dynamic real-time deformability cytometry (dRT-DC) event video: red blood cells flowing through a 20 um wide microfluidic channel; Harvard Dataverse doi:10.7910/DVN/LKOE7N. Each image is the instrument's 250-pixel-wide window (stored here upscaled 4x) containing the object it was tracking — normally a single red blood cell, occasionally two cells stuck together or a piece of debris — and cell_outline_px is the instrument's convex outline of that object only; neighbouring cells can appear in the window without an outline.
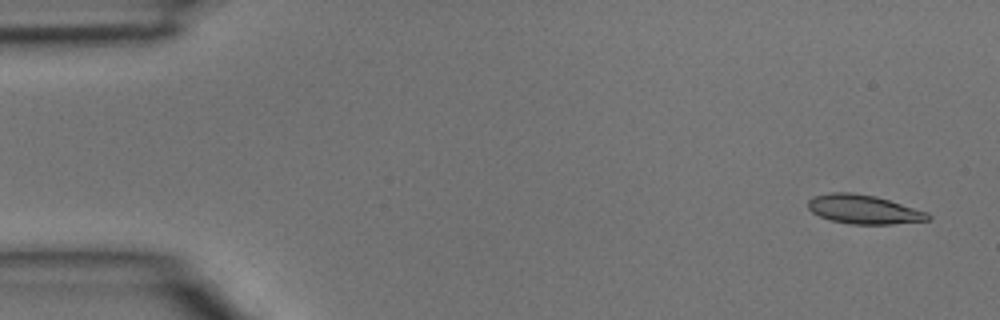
{"species": "common noctule bat (a hibernating species)", "species_latin": "Nyctalus noctula", "temperature_condition": "room temperature", "stored_images_in_passage": 5, "camera_frame_rate_fps": 3000, "um_per_image_px": 0.085, "animal": {"sex": "male", "body_mass_g": 15.6}, "frame": {"image": 1, "passage_image": 1, "time_ms": 0.0, "image_size_px": [1000, 320], "cell_outline_px": [[932, 220], [892, 224], [848, 224], [832, 220], [820, 216], [812, 212], [808, 208], [808, 200], [816, 196], [832, 192], [852, 192], [876, 196], [928, 212], [932, 216]], "centroid_in_image_um": [73.46, 17.8], "position_along_channel_um": 11.5, "area_um2": 20.29}}
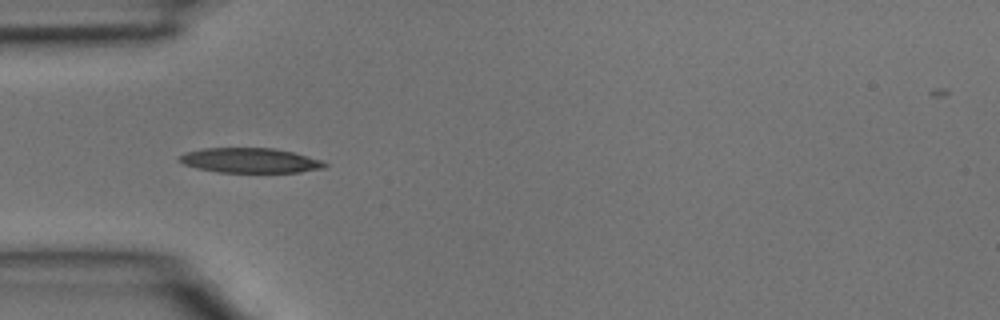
{"frame": {"image": 2, "passage_image": 4, "time_ms": 1.0, "image_size_px": [1000, 320], "cell_outline_px": [[328, 164], [324, 168], [300, 172], [216, 172], [196, 168], [184, 164], [180, 160], [180, 156], [184, 152], [204, 148], [272, 148], [292, 152], [324, 160]], "centroid_in_image_um": [21.28, 13.64], "position_along_channel_um": 63.7, "area_um2": 21.04}}